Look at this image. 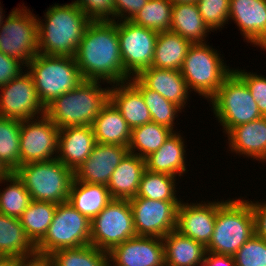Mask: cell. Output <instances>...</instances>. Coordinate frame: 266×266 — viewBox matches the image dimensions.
Segmentation results:
<instances>
[{
	"label": "cell",
	"instance_id": "1",
	"mask_svg": "<svg viewBox=\"0 0 266 266\" xmlns=\"http://www.w3.org/2000/svg\"><path fill=\"white\" fill-rule=\"evenodd\" d=\"M75 60L84 80L102 81V84L106 81L110 86L129 81L124 73L116 21H91Z\"/></svg>",
	"mask_w": 266,
	"mask_h": 266
},
{
	"label": "cell",
	"instance_id": "2",
	"mask_svg": "<svg viewBox=\"0 0 266 266\" xmlns=\"http://www.w3.org/2000/svg\"><path fill=\"white\" fill-rule=\"evenodd\" d=\"M44 17L45 22L37 16L39 53L75 57L91 20L74 2L54 4L48 8Z\"/></svg>",
	"mask_w": 266,
	"mask_h": 266
},
{
	"label": "cell",
	"instance_id": "3",
	"mask_svg": "<svg viewBox=\"0 0 266 266\" xmlns=\"http://www.w3.org/2000/svg\"><path fill=\"white\" fill-rule=\"evenodd\" d=\"M101 81L84 80L45 107V115L59 128L92 126L101 108L109 100L110 87Z\"/></svg>",
	"mask_w": 266,
	"mask_h": 266
},
{
	"label": "cell",
	"instance_id": "4",
	"mask_svg": "<svg viewBox=\"0 0 266 266\" xmlns=\"http://www.w3.org/2000/svg\"><path fill=\"white\" fill-rule=\"evenodd\" d=\"M254 234V216L248 200L227 199L217 210L206 252L234 256Z\"/></svg>",
	"mask_w": 266,
	"mask_h": 266
},
{
	"label": "cell",
	"instance_id": "5",
	"mask_svg": "<svg viewBox=\"0 0 266 266\" xmlns=\"http://www.w3.org/2000/svg\"><path fill=\"white\" fill-rule=\"evenodd\" d=\"M14 173L23 182L32 200L54 204L68 201L75 179L74 171L57 158L20 165Z\"/></svg>",
	"mask_w": 266,
	"mask_h": 266
},
{
	"label": "cell",
	"instance_id": "6",
	"mask_svg": "<svg viewBox=\"0 0 266 266\" xmlns=\"http://www.w3.org/2000/svg\"><path fill=\"white\" fill-rule=\"evenodd\" d=\"M25 67L45 107L84 81L75 57L39 53Z\"/></svg>",
	"mask_w": 266,
	"mask_h": 266
},
{
	"label": "cell",
	"instance_id": "7",
	"mask_svg": "<svg viewBox=\"0 0 266 266\" xmlns=\"http://www.w3.org/2000/svg\"><path fill=\"white\" fill-rule=\"evenodd\" d=\"M217 51L208 43L192 44L181 69L190 91L198 93L208 101L216 95L223 81L233 72V68L230 69L225 64Z\"/></svg>",
	"mask_w": 266,
	"mask_h": 266
},
{
	"label": "cell",
	"instance_id": "8",
	"mask_svg": "<svg viewBox=\"0 0 266 266\" xmlns=\"http://www.w3.org/2000/svg\"><path fill=\"white\" fill-rule=\"evenodd\" d=\"M210 104L225 135L233 127L263 117L248 87L234 72L223 81Z\"/></svg>",
	"mask_w": 266,
	"mask_h": 266
},
{
	"label": "cell",
	"instance_id": "9",
	"mask_svg": "<svg viewBox=\"0 0 266 266\" xmlns=\"http://www.w3.org/2000/svg\"><path fill=\"white\" fill-rule=\"evenodd\" d=\"M90 238L91 221L66 201L57 204L46 235L36 245V252L50 255L59 249L89 245Z\"/></svg>",
	"mask_w": 266,
	"mask_h": 266
},
{
	"label": "cell",
	"instance_id": "10",
	"mask_svg": "<svg viewBox=\"0 0 266 266\" xmlns=\"http://www.w3.org/2000/svg\"><path fill=\"white\" fill-rule=\"evenodd\" d=\"M24 6L13 8L0 26V51L25 66L39 54L37 16Z\"/></svg>",
	"mask_w": 266,
	"mask_h": 266
},
{
	"label": "cell",
	"instance_id": "11",
	"mask_svg": "<svg viewBox=\"0 0 266 266\" xmlns=\"http://www.w3.org/2000/svg\"><path fill=\"white\" fill-rule=\"evenodd\" d=\"M136 236L128 199H113L91 220L90 244L109 252L114 246Z\"/></svg>",
	"mask_w": 266,
	"mask_h": 266
},
{
	"label": "cell",
	"instance_id": "12",
	"mask_svg": "<svg viewBox=\"0 0 266 266\" xmlns=\"http://www.w3.org/2000/svg\"><path fill=\"white\" fill-rule=\"evenodd\" d=\"M124 73L130 79L151 67L158 33L131 21H117Z\"/></svg>",
	"mask_w": 266,
	"mask_h": 266
},
{
	"label": "cell",
	"instance_id": "13",
	"mask_svg": "<svg viewBox=\"0 0 266 266\" xmlns=\"http://www.w3.org/2000/svg\"><path fill=\"white\" fill-rule=\"evenodd\" d=\"M24 71L0 87L1 117L23 121L45 115L33 78L27 69Z\"/></svg>",
	"mask_w": 266,
	"mask_h": 266
},
{
	"label": "cell",
	"instance_id": "14",
	"mask_svg": "<svg viewBox=\"0 0 266 266\" xmlns=\"http://www.w3.org/2000/svg\"><path fill=\"white\" fill-rule=\"evenodd\" d=\"M59 128L46 116L21 121L20 165L56 159Z\"/></svg>",
	"mask_w": 266,
	"mask_h": 266
},
{
	"label": "cell",
	"instance_id": "15",
	"mask_svg": "<svg viewBox=\"0 0 266 266\" xmlns=\"http://www.w3.org/2000/svg\"><path fill=\"white\" fill-rule=\"evenodd\" d=\"M180 202L130 198L136 235L163 238L175 230Z\"/></svg>",
	"mask_w": 266,
	"mask_h": 266
},
{
	"label": "cell",
	"instance_id": "16",
	"mask_svg": "<svg viewBox=\"0 0 266 266\" xmlns=\"http://www.w3.org/2000/svg\"><path fill=\"white\" fill-rule=\"evenodd\" d=\"M226 201L190 204L181 201L177 208L175 230L207 247L214 231L217 210Z\"/></svg>",
	"mask_w": 266,
	"mask_h": 266
},
{
	"label": "cell",
	"instance_id": "17",
	"mask_svg": "<svg viewBox=\"0 0 266 266\" xmlns=\"http://www.w3.org/2000/svg\"><path fill=\"white\" fill-rule=\"evenodd\" d=\"M109 260L116 266H162L165 264L163 239L135 236L114 246Z\"/></svg>",
	"mask_w": 266,
	"mask_h": 266
},
{
	"label": "cell",
	"instance_id": "18",
	"mask_svg": "<svg viewBox=\"0 0 266 266\" xmlns=\"http://www.w3.org/2000/svg\"><path fill=\"white\" fill-rule=\"evenodd\" d=\"M128 152V147L123 145L96 143L89 157L74 171L75 180L107 185Z\"/></svg>",
	"mask_w": 266,
	"mask_h": 266
},
{
	"label": "cell",
	"instance_id": "19",
	"mask_svg": "<svg viewBox=\"0 0 266 266\" xmlns=\"http://www.w3.org/2000/svg\"><path fill=\"white\" fill-rule=\"evenodd\" d=\"M229 20L254 47L266 41V0H230Z\"/></svg>",
	"mask_w": 266,
	"mask_h": 266
},
{
	"label": "cell",
	"instance_id": "20",
	"mask_svg": "<svg viewBox=\"0 0 266 266\" xmlns=\"http://www.w3.org/2000/svg\"><path fill=\"white\" fill-rule=\"evenodd\" d=\"M95 145L96 139L92 126L61 128L56 158L75 171L89 157Z\"/></svg>",
	"mask_w": 266,
	"mask_h": 266
},
{
	"label": "cell",
	"instance_id": "21",
	"mask_svg": "<svg viewBox=\"0 0 266 266\" xmlns=\"http://www.w3.org/2000/svg\"><path fill=\"white\" fill-rule=\"evenodd\" d=\"M226 135L230 152L266 162V117L233 127Z\"/></svg>",
	"mask_w": 266,
	"mask_h": 266
},
{
	"label": "cell",
	"instance_id": "22",
	"mask_svg": "<svg viewBox=\"0 0 266 266\" xmlns=\"http://www.w3.org/2000/svg\"><path fill=\"white\" fill-rule=\"evenodd\" d=\"M149 89L158 92L182 109L187 105L191 91L181 70L149 67L137 76Z\"/></svg>",
	"mask_w": 266,
	"mask_h": 266
},
{
	"label": "cell",
	"instance_id": "23",
	"mask_svg": "<svg viewBox=\"0 0 266 266\" xmlns=\"http://www.w3.org/2000/svg\"><path fill=\"white\" fill-rule=\"evenodd\" d=\"M181 135L178 131L173 132L157 151L145 158L148 171L175 177H181L188 172L185 139Z\"/></svg>",
	"mask_w": 266,
	"mask_h": 266
},
{
	"label": "cell",
	"instance_id": "24",
	"mask_svg": "<svg viewBox=\"0 0 266 266\" xmlns=\"http://www.w3.org/2000/svg\"><path fill=\"white\" fill-rule=\"evenodd\" d=\"M109 100L120 111L131 130L152 122L142 94L129 81L113 84L109 89Z\"/></svg>",
	"mask_w": 266,
	"mask_h": 266
},
{
	"label": "cell",
	"instance_id": "25",
	"mask_svg": "<svg viewBox=\"0 0 266 266\" xmlns=\"http://www.w3.org/2000/svg\"><path fill=\"white\" fill-rule=\"evenodd\" d=\"M146 162L138 155L127 153L111 175L107 188L113 199L136 197Z\"/></svg>",
	"mask_w": 266,
	"mask_h": 266
},
{
	"label": "cell",
	"instance_id": "26",
	"mask_svg": "<svg viewBox=\"0 0 266 266\" xmlns=\"http://www.w3.org/2000/svg\"><path fill=\"white\" fill-rule=\"evenodd\" d=\"M92 129L96 143L129 146L132 130L110 100L94 119Z\"/></svg>",
	"mask_w": 266,
	"mask_h": 266
},
{
	"label": "cell",
	"instance_id": "27",
	"mask_svg": "<svg viewBox=\"0 0 266 266\" xmlns=\"http://www.w3.org/2000/svg\"><path fill=\"white\" fill-rule=\"evenodd\" d=\"M165 264L169 266H202L206 247L177 230L163 238Z\"/></svg>",
	"mask_w": 266,
	"mask_h": 266
},
{
	"label": "cell",
	"instance_id": "28",
	"mask_svg": "<svg viewBox=\"0 0 266 266\" xmlns=\"http://www.w3.org/2000/svg\"><path fill=\"white\" fill-rule=\"evenodd\" d=\"M113 200L107 185L89 184L74 179L68 202L90 221Z\"/></svg>",
	"mask_w": 266,
	"mask_h": 266
},
{
	"label": "cell",
	"instance_id": "29",
	"mask_svg": "<svg viewBox=\"0 0 266 266\" xmlns=\"http://www.w3.org/2000/svg\"><path fill=\"white\" fill-rule=\"evenodd\" d=\"M191 45L189 40L171 30L158 33L151 67L181 70Z\"/></svg>",
	"mask_w": 266,
	"mask_h": 266
},
{
	"label": "cell",
	"instance_id": "30",
	"mask_svg": "<svg viewBox=\"0 0 266 266\" xmlns=\"http://www.w3.org/2000/svg\"><path fill=\"white\" fill-rule=\"evenodd\" d=\"M171 31L195 44L207 43L205 38L211 30L204 23L196 3H183L172 7Z\"/></svg>",
	"mask_w": 266,
	"mask_h": 266
},
{
	"label": "cell",
	"instance_id": "31",
	"mask_svg": "<svg viewBox=\"0 0 266 266\" xmlns=\"http://www.w3.org/2000/svg\"><path fill=\"white\" fill-rule=\"evenodd\" d=\"M36 252L19 218L0 214V256L23 257Z\"/></svg>",
	"mask_w": 266,
	"mask_h": 266
},
{
	"label": "cell",
	"instance_id": "32",
	"mask_svg": "<svg viewBox=\"0 0 266 266\" xmlns=\"http://www.w3.org/2000/svg\"><path fill=\"white\" fill-rule=\"evenodd\" d=\"M129 82L142 94L144 102L149 109L152 122L174 130V120L182 108L167 100L158 92L149 89L137 76L129 79Z\"/></svg>",
	"mask_w": 266,
	"mask_h": 266
},
{
	"label": "cell",
	"instance_id": "33",
	"mask_svg": "<svg viewBox=\"0 0 266 266\" xmlns=\"http://www.w3.org/2000/svg\"><path fill=\"white\" fill-rule=\"evenodd\" d=\"M57 204L32 200L19 217L27 237L36 246L46 235L53 220Z\"/></svg>",
	"mask_w": 266,
	"mask_h": 266
},
{
	"label": "cell",
	"instance_id": "34",
	"mask_svg": "<svg viewBox=\"0 0 266 266\" xmlns=\"http://www.w3.org/2000/svg\"><path fill=\"white\" fill-rule=\"evenodd\" d=\"M173 132L168 127L155 122L133 128L128 151L145 159L157 151Z\"/></svg>",
	"mask_w": 266,
	"mask_h": 266
},
{
	"label": "cell",
	"instance_id": "35",
	"mask_svg": "<svg viewBox=\"0 0 266 266\" xmlns=\"http://www.w3.org/2000/svg\"><path fill=\"white\" fill-rule=\"evenodd\" d=\"M52 266H107L108 252L89 244L64 248L50 254Z\"/></svg>",
	"mask_w": 266,
	"mask_h": 266
},
{
	"label": "cell",
	"instance_id": "36",
	"mask_svg": "<svg viewBox=\"0 0 266 266\" xmlns=\"http://www.w3.org/2000/svg\"><path fill=\"white\" fill-rule=\"evenodd\" d=\"M176 180L175 176L154 173L146 169L142 175L136 196L150 200L181 201L176 196L178 194L176 193Z\"/></svg>",
	"mask_w": 266,
	"mask_h": 266
},
{
	"label": "cell",
	"instance_id": "37",
	"mask_svg": "<svg viewBox=\"0 0 266 266\" xmlns=\"http://www.w3.org/2000/svg\"><path fill=\"white\" fill-rule=\"evenodd\" d=\"M2 182L9 185L0 191V214L19 218L32 201L30 193L14 172Z\"/></svg>",
	"mask_w": 266,
	"mask_h": 266
},
{
	"label": "cell",
	"instance_id": "38",
	"mask_svg": "<svg viewBox=\"0 0 266 266\" xmlns=\"http://www.w3.org/2000/svg\"><path fill=\"white\" fill-rule=\"evenodd\" d=\"M21 121L0 116V160L14 172L20 166Z\"/></svg>",
	"mask_w": 266,
	"mask_h": 266
},
{
	"label": "cell",
	"instance_id": "39",
	"mask_svg": "<svg viewBox=\"0 0 266 266\" xmlns=\"http://www.w3.org/2000/svg\"><path fill=\"white\" fill-rule=\"evenodd\" d=\"M173 4L169 0H148L130 20L157 33L171 30Z\"/></svg>",
	"mask_w": 266,
	"mask_h": 266
},
{
	"label": "cell",
	"instance_id": "40",
	"mask_svg": "<svg viewBox=\"0 0 266 266\" xmlns=\"http://www.w3.org/2000/svg\"><path fill=\"white\" fill-rule=\"evenodd\" d=\"M196 5L211 32L228 24L230 0H198Z\"/></svg>",
	"mask_w": 266,
	"mask_h": 266
},
{
	"label": "cell",
	"instance_id": "41",
	"mask_svg": "<svg viewBox=\"0 0 266 266\" xmlns=\"http://www.w3.org/2000/svg\"><path fill=\"white\" fill-rule=\"evenodd\" d=\"M235 266H266V240L255 234L234 255Z\"/></svg>",
	"mask_w": 266,
	"mask_h": 266
},
{
	"label": "cell",
	"instance_id": "42",
	"mask_svg": "<svg viewBox=\"0 0 266 266\" xmlns=\"http://www.w3.org/2000/svg\"><path fill=\"white\" fill-rule=\"evenodd\" d=\"M233 72L246 84L259 111L266 117V77L257 73L246 72L244 69H233Z\"/></svg>",
	"mask_w": 266,
	"mask_h": 266
},
{
	"label": "cell",
	"instance_id": "43",
	"mask_svg": "<svg viewBox=\"0 0 266 266\" xmlns=\"http://www.w3.org/2000/svg\"><path fill=\"white\" fill-rule=\"evenodd\" d=\"M72 2L91 21H114V0H75Z\"/></svg>",
	"mask_w": 266,
	"mask_h": 266
},
{
	"label": "cell",
	"instance_id": "44",
	"mask_svg": "<svg viewBox=\"0 0 266 266\" xmlns=\"http://www.w3.org/2000/svg\"><path fill=\"white\" fill-rule=\"evenodd\" d=\"M21 68L25 69V65L21 61L0 51V87L23 72Z\"/></svg>",
	"mask_w": 266,
	"mask_h": 266
},
{
	"label": "cell",
	"instance_id": "45",
	"mask_svg": "<svg viewBox=\"0 0 266 266\" xmlns=\"http://www.w3.org/2000/svg\"><path fill=\"white\" fill-rule=\"evenodd\" d=\"M148 0H114V21H130Z\"/></svg>",
	"mask_w": 266,
	"mask_h": 266
},
{
	"label": "cell",
	"instance_id": "46",
	"mask_svg": "<svg viewBox=\"0 0 266 266\" xmlns=\"http://www.w3.org/2000/svg\"><path fill=\"white\" fill-rule=\"evenodd\" d=\"M254 216L255 235L266 240V201H248Z\"/></svg>",
	"mask_w": 266,
	"mask_h": 266
},
{
	"label": "cell",
	"instance_id": "47",
	"mask_svg": "<svg viewBox=\"0 0 266 266\" xmlns=\"http://www.w3.org/2000/svg\"><path fill=\"white\" fill-rule=\"evenodd\" d=\"M13 266H52L50 255L35 252L28 256L13 257Z\"/></svg>",
	"mask_w": 266,
	"mask_h": 266
},
{
	"label": "cell",
	"instance_id": "48",
	"mask_svg": "<svg viewBox=\"0 0 266 266\" xmlns=\"http://www.w3.org/2000/svg\"><path fill=\"white\" fill-rule=\"evenodd\" d=\"M202 266H235L234 256L206 252Z\"/></svg>",
	"mask_w": 266,
	"mask_h": 266
},
{
	"label": "cell",
	"instance_id": "49",
	"mask_svg": "<svg viewBox=\"0 0 266 266\" xmlns=\"http://www.w3.org/2000/svg\"><path fill=\"white\" fill-rule=\"evenodd\" d=\"M12 172L0 160V180L7 178Z\"/></svg>",
	"mask_w": 266,
	"mask_h": 266
},
{
	"label": "cell",
	"instance_id": "50",
	"mask_svg": "<svg viewBox=\"0 0 266 266\" xmlns=\"http://www.w3.org/2000/svg\"><path fill=\"white\" fill-rule=\"evenodd\" d=\"M0 266H13V257L0 256Z\"/></svg>",
	"mask_w": 266,
	"mask_h": 266
},
{
	"label": "cell",
	"instance_id": "51",
	"mask_svg": "<svg viewBox=\"0 0 266 266\" xmlns=\"http://www.w3.org/2000/svg\"><path fill=\"white\" fill-rule=\"evenodd\" d=\"M173 5L174 4H187V3H197L198 0H169Z\"/></svg>",
	"mask_w": 266,
	"mask_h": 266
},
{
	"label": "cell",
	"instance_id": "52",
	"mask_svg": "<svg viewBox=\"0 0 266 266\" xmlns=\"http://www.w3.org/2000/svg\"><path fill=\"white\" fill-rule=\"evenodd\" d=\"M0 5H1V3H0ZM3 14H4L3 9L0 7V26L3 22V19L5 18V15H3Z\"/></svg>",
	"mask_w": 266,
	"mask_h": 266
},
{
	"label": "cell",
	"instance_id": "53",
	"mask_svg": "<svg viewBox=\"0 0 266 266\" xmlns=\"http://www.w3.org/2000/svg\"><path fill=\"white\" fill-rule=\"evenodd\" d=\"M257 47H261V49H262L263 51H265V50H266V41L263 42V43H260L259 45H257Z\"/></svg>",
	"mask_w": 266,
	"mask_h": 266
},
{
	"label": "cell",
	"instance_id": "54",
	"mask_svg": "<svg viewBox=\"0 0 266 266\" xmlns=\"http://www.w3.org/2000/svg\"><path fill=\"white\" fill-rule=\"evenodd\" d=\"M107 266H116L113 263L111 264V261L109 260V262L107 263Z\"/></svg>",
	"mask_w": 266,
	"mask_h": 266
}]
</instances>
